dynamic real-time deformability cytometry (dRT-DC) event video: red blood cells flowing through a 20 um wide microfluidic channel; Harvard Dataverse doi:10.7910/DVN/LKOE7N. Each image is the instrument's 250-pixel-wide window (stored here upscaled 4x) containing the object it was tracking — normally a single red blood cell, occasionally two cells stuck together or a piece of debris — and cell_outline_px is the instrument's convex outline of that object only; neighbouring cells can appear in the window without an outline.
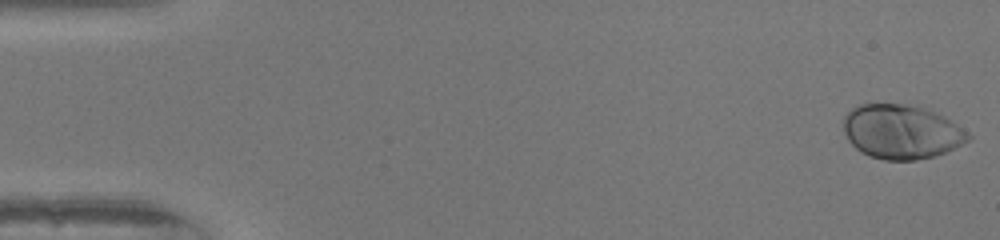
{"species": "human", "species_latin": "Homo sapiens", "temperature_condition": "warm", "stored_images_in_passage": 51, "camera_frame_rate_fps": 3000, "um_per_image_px": 0.085, "donor": {"sex": "female"}, "frame": {"image": 1, "passage_image": 1, "time_ms": 0.0, "image_size_px": [1000, 240], "cell_outline_px": [[972, 136], [968, 140], [944, 152], [932, 156], [916, 160], [884, 160], [868, 156], [860, 152], [848, 140], [844, 132], [844, 116], [852, 108], [860, 104], [920, 104], [944, 116], [968, 132]], "centroid_in_image_um": [76.6, 11.18], "position_along_channel_um": 8.4, "area_um2": 39.54}}
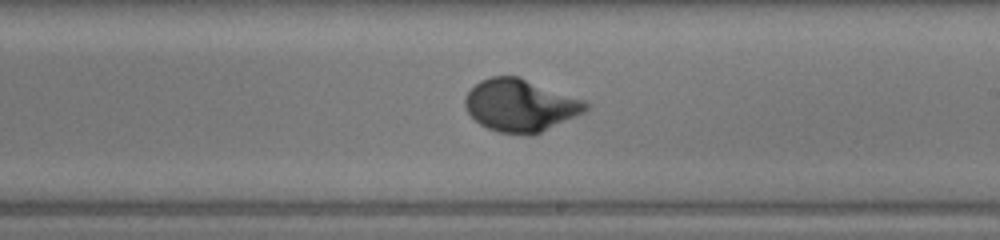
{"frame": {"image": 2, "passage_image": 30, "time_ms": 9.667, "image_size_px": [1000, 240], "cell_outline_px": [[588, 108], [584, 112], [532, 136], [500, 132], [488, 128], [480, 124], [468, 112], [464, 104], [464, 96], [480, 80], [492, 76], [520, 76], [584, 100], [588, 104]], "centroid_in_image_um": [44.22, 8.95], "position_along_channel_um": 244.8, "area_um2": 36.7}}
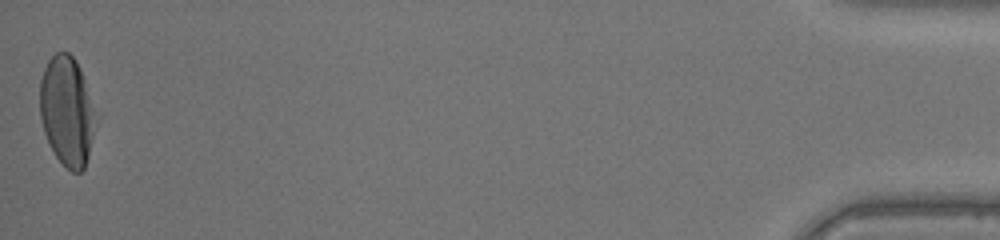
{"frame": {"image": 3, "passage_image": 51, "time_ms": 16.667, "image_size_px": [1000, 240], "cell_outline_px": [[100, 116], [88, 156], [84, 168], [80, 172], [72, 172], [56, 156], [44, 132], [40, 116], [40, 80], [44, 68], [48, 60], [56, 52], [68, 52], [76, 60], [80, 68]], "centroid_in_image_um": [5.75, 9.42], "position_along_channel_um": 429.5, "area_um2": 36.24}, "authors_computed_cell_mechanics": {"area_um2": 36.0672, "velocity_mm_per_s": 4.0434, "shape_relaxation_time_tau1_ms": 2.9525, "shape_relaxation_time_tau2_ms": null, "deformation_change_tau1": 0.1797, "deformation_change_tau2": null}}